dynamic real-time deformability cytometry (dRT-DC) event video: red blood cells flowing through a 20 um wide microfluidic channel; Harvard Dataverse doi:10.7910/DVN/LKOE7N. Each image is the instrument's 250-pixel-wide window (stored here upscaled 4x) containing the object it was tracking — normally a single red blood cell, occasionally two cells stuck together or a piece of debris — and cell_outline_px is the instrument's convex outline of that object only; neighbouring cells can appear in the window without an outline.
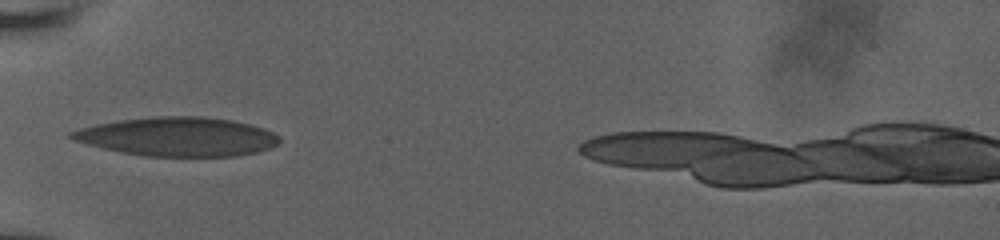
{"species": "human", "species_latin": "Homo sapiens", "temperature_condition": "room temperature", "stored_images_in_passage": 36, "camera_frame_rate_fps": 3000, "um_per_image_px": 0.085, "donor": {"sex": "male"}, "frame": {"image": 1, "passage_image": 1, "time_ms": 0.0, "image_size_px": [1000, 240], "cell_outline_px": [[280, 144], [272, 148], [256, 152], [236, 156], [148, 156], [120, 152], [72, 140], [68, 136], [68, 132], [80, 128], [96, 124], [120, 120], [156, 116], [200, 116], [232, 120], [264, 128], [280, 136]], "centroid_in_image_um": [15.12, 11.62], "position_along_channel_um": 69.9, "area_um2": 47.22}}
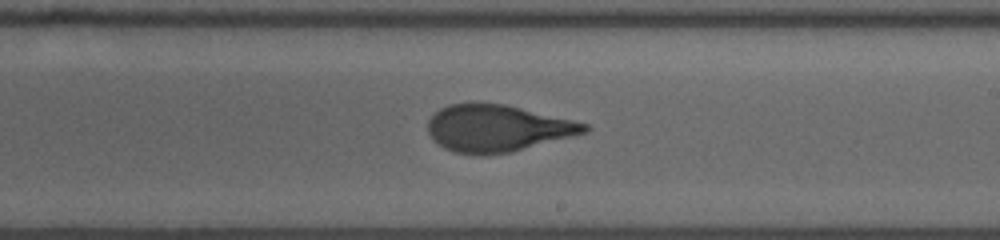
{"frame": {"image": 2, "passage_image": 15, "time_ms": 4.667, "image_size_px": [1000, 240], "cell_outline_px": [[592, 128], [588, 132], [512, 152], [484, 156], [456, 152], [444, 148], [432, 140], [428, 132], [428, 120], [440, 108], [448, 104], [504, 104], [572, 120], [588, 124]], "centroid_in_image_um": [42.27, 10.93], "position_along_channel_um": 246.7, "area_um2": 42.6}}
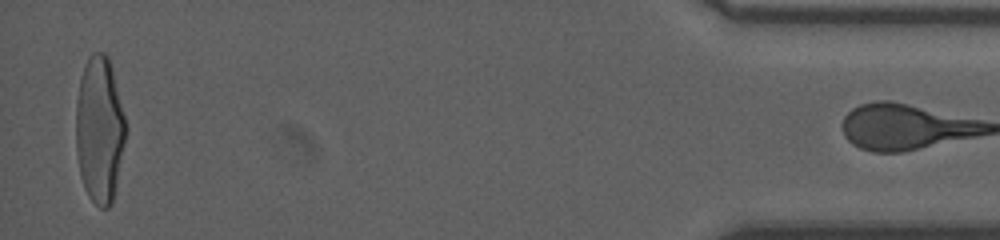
{"frame": {"image": 3, "passage_image": 35, "time_ms": 11.333, "image_size_px": [1000, 240], "cell_outline_px": [[128, 128], [112, 204], [108, 208], [100, 208], [88, 196], [84, 188], [80, 176], [76, 152], [76, 104], [80, 76], [88, 56], [92, 52], [104, 52], [108, 56], [112, 68]], "centroid_in_image_um": [8.46, 11.01], "position_along_channel_um": 426.7, "area_um2": 43.06}}